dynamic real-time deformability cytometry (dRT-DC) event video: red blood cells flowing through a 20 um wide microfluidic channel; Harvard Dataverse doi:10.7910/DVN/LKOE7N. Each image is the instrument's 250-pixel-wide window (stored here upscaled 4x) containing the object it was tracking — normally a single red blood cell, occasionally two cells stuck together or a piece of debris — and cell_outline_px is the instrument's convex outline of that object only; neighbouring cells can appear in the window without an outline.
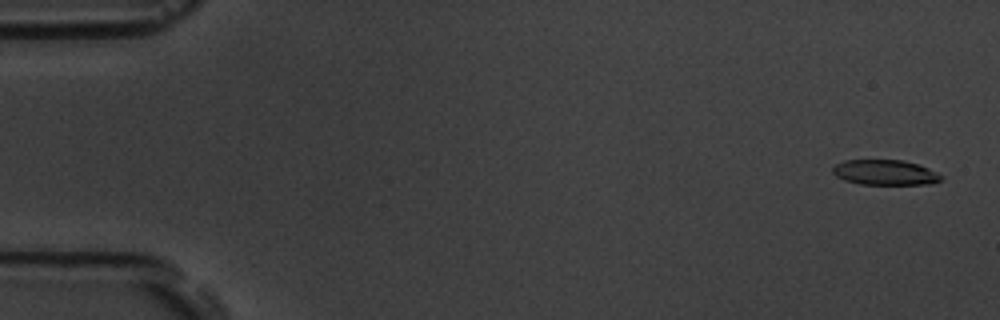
{"species": "common noctule bat (a hibernating species)", "species_latin": "Nyctalus noctula", "temperature_condition": "room temperature", "stored_images_in_passage": 54, "camera_frame_rate_fps": 3000, "um_per_image_px": 0.085, "animal": {"sex": "male", "body_mass_g": 19.5, "forearm_length_mm": 54.6}, "frame": {"image": 1, "passage_image": 2, "time_ms": 0.333, "image_size_px": [1000, 320], "cell_outline_px": [[944, 176], [940, 180], [932, 184], [860, 184], [844, 180], [836, 176], [832, 172], [832, 168], [836, 164], [844, 160], [904, 160], [928, 168]], "centroid_in_image_um": [75.22, 14.66], "position_along_channel_um": 9.8, "area_um2": 15.9}}
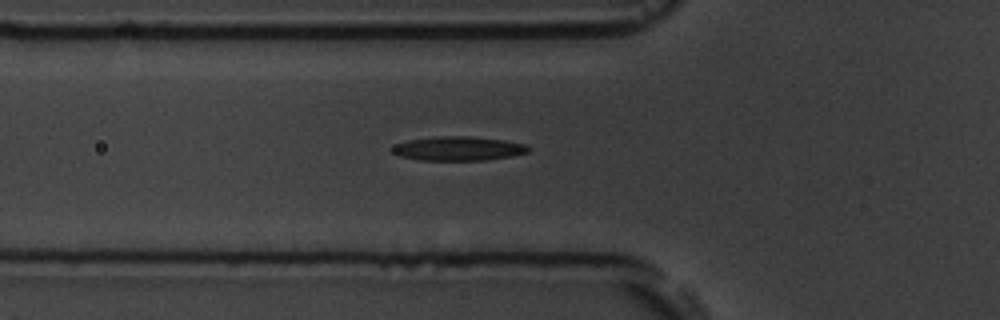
{"frame": {"image": 2, "passage_image": 19, "time_ms": 6.0, "image_size_px": [1000, 320], "cell_outline_px": [[528, 152], [512, 156], [484, 160], [420, 160], [400, 156], [392, 152], [392, 148], [396, 144], [408, 140], [440, 136], [468, 136], [504, 140], [528, 144]], "centroid_in_image_um": [38.97, 12.62], "position_along_channel_um": 86.8, "area_um2": 19.02}}
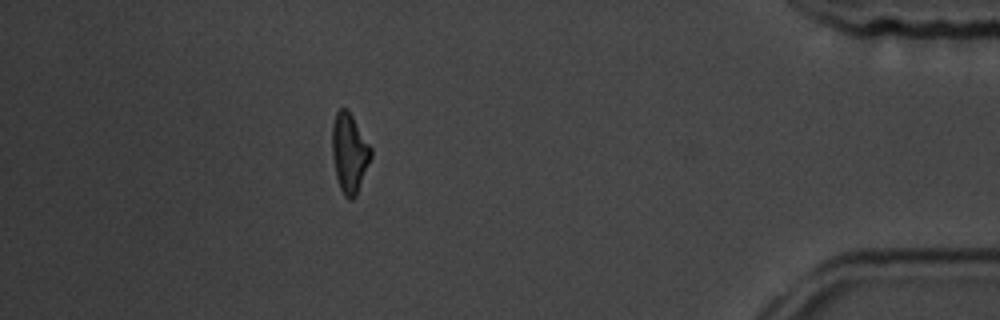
{"frame": {"image": 3, "passage_image": 48, "time_ms": 15.667, "image_size_px": [1000, 320], "cell_outline_px": [[372, 156], [356, 196], [352, 200], [348, 200], [344, 196], [340, 188], [336, 176], [332, 156], [332, 124], [336, 112], [340, 108], [348, 108], [372, 148]], "centroid_in_image_um": [29.7, 12.99], "position_along_channel_um": 405.5, "area_um2": 18.15}, "authors_computed_cell_mechanics": {"area_um2": 18.0047, "velocity_mm_per_s": 3.7896, "shape_relaxation_time_tau1_ms": 4.7234, "shape_relaxation_time_tau2_ms": null, "deformation_change_tau1": 0.1482, "deformation_change_tau2": null}}